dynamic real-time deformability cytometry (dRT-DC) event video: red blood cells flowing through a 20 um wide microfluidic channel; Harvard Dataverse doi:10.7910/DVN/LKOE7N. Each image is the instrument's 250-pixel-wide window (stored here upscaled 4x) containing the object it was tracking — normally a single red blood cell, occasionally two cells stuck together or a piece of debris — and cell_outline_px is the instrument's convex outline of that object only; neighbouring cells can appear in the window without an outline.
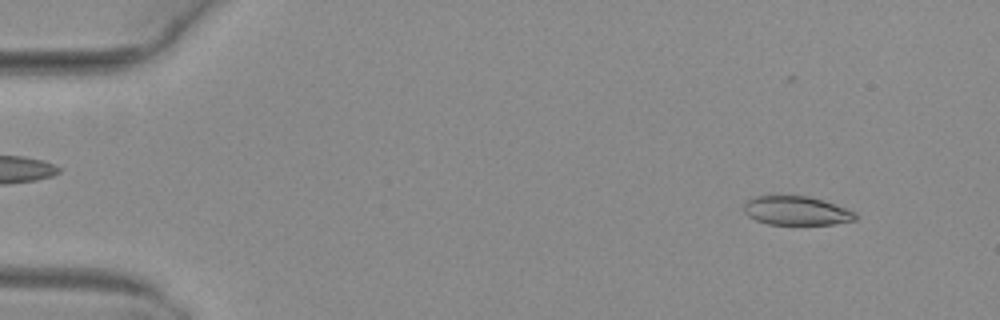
{"species": "common noctule bat (a hibernating species)", "species_latin": "Nyctalus noctula", "temperature_condition": "warm", "stored_images_in_passage": 50, "camera_frame_rate_fps": 3000, "um_per_image_px": 0.085, "animal": {"sex": "female", "body_mass_g": 29.2, "forearm_length_mm": 56.3}, "frame": {"image": 1, "passage_image": 3, "time_ms": 0.667, "image_size_px": [1000, 320], "cell_outline_px": [[860, 216], [856, 220], [832, 224], [768, 224], [756, 220], [748, 216], [744, 212], [744, 204], [748, 200], [756, 196], [808, 196], [848, 208], [856, 212]], "centroid_in_image_um": [67.74, 17.91], "position_along_channel_um": 17.3, "area_um2": 18.79}}
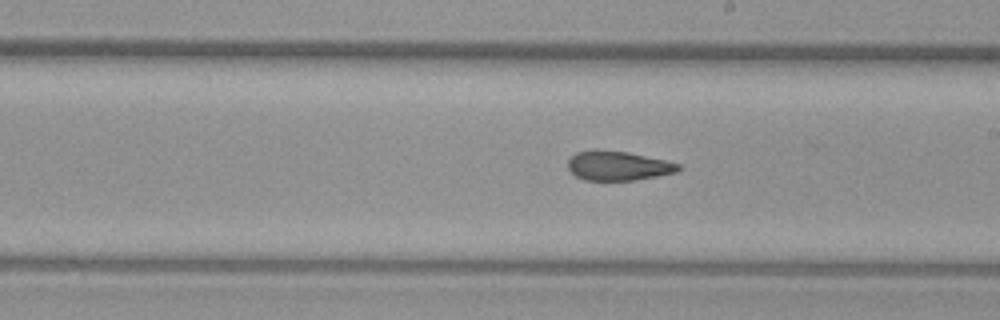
{"frame": {"image": 2, "passage_image": 28, "time_ms": 9.0, "image_size_px": [1000, 320], "cell_outline_px": [[680, 168], [676, 172], [636, 180], [584, 180], [576, 176], [568, 168], [568, 160], [576, 152], [628, 152], [664, 160], [680, 164]], "centroid_in_image_um": [52.56, 14.12], "position_along_channel_um": 236.4, "area_um2": 18.21}}
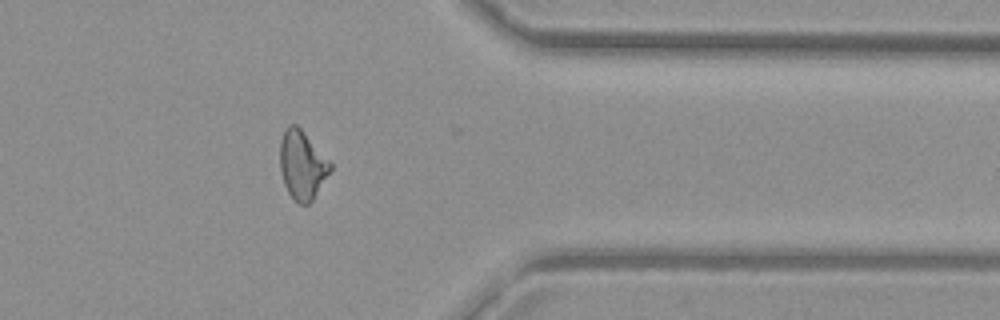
{"frame": {"image": 3, "passage_image": 40, "time_ms": 13.0, "image_size_px": [1000, 320], "cell_outline_px": [[332, 168], [312, 200], [308, 204], [300, 204], [288, 192], [284, 184], [280, 172], [280, 140], [284, 128], [288, 124], [296, 124], [304, 132], [332, 164]], "centroid_in_image_um": [25.65, 13.99], "position_along_channel_um": 385.7, "area_um2": 19.94}}